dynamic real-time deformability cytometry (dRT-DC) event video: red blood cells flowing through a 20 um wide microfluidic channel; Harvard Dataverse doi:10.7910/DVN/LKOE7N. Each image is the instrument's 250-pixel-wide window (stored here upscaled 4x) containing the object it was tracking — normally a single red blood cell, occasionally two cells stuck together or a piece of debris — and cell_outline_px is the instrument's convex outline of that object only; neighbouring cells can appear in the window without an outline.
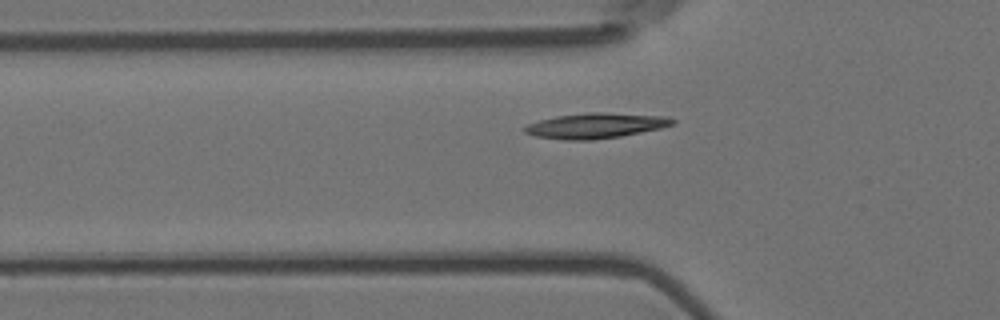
{"species": "Egyptian fruit bat (a non-hibernating species)", "species_latin": "Rousettus aegyptiacus", "temperature_condition": "room temperature", "stored_images_in_passage": 41, "camera_frame_rate_fps": 3000, "um_per_image_px": 0.085, "animal": {"sex": "female"}, "frame": {"image": 1, "passage_image": 6, "time_ms": 1.667, "image_size_px": [1000, 320], "cell_outline_px": [[676, 120], [672, 124], [660, 128], [620, 136], [592, 140], [564, 140], [536, 136], [524, 132], [524, 128], [528, 124], [540, 120], [556, 116], [592, 112], [600, 112], [668, 116]], "centroid_in_image_um": [50.63, 10.68], "position_along_channel_um": 75.2, "area_um2": 21.56}}
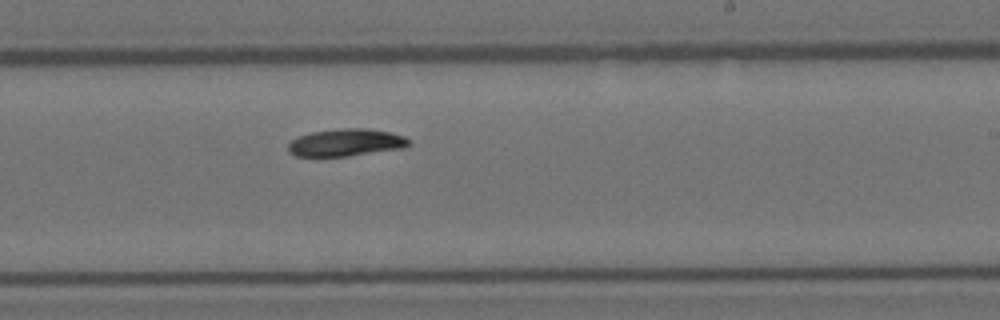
{"frame": {"image": 2, "passage_image": 21, "time_ms": 6.667, "image_size_px": [1000, 320], "cell_outline_px": [[408, 144], [404, 148], [348, 156], [296, 156], [288, 152], [288, 144], [296, 136], [312, 132], [344, 128], [368, 128], [388, 132], [404, 136], [408, 140]], "centroid_in_image_um": [29.36, 12.12], "position_along_channel_um": 259.6, "area_um2": 19.13}}
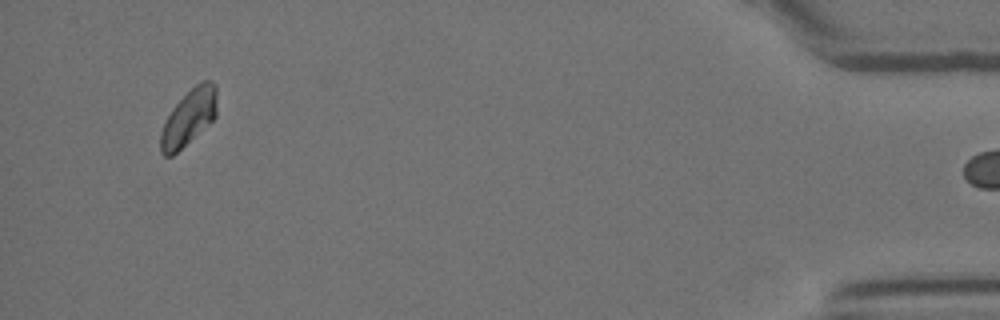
{"frame": {"image": 3, "passage_image": 40, "time_ms": 13.0, "image_size_px": [1000, 320], "cell_outline_px": [[216, 116], [212, 120], [172, 156], [164, 156], [160, 152], [160, 132], [172, 108], [196, 84], [204, 80], [208, 80], [216, 84]], "centroid_in_image_um": [16.03, 9.98], "position_along_channel_um": 419.2, "area_um2": 17.92}}